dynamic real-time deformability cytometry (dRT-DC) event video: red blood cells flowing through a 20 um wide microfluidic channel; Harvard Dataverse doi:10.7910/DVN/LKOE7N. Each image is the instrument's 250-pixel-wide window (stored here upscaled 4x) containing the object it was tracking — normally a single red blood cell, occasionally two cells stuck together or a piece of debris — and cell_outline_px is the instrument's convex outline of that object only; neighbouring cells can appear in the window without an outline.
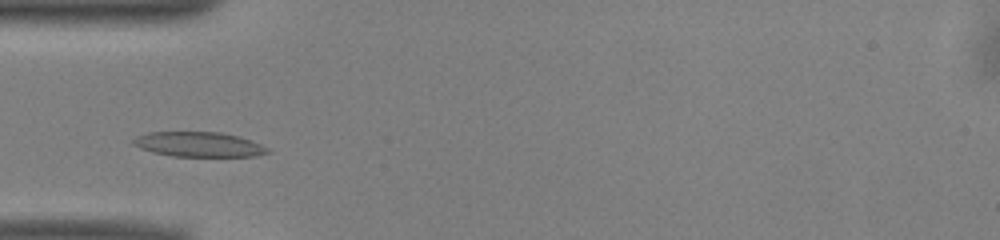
{"species": "common noctule bat (a hibernating species)", "species_latin": "Nyctalus noctula", "temperature_condition": "warm", "stored_images_in_passage": 42, "camera_frame_rate_fps": 3000, "um_per_image_px": 0.085, "animal": {"sex": "male", "body_mass_g": 13.0, "forearm_length_mm": 53.1}, "frame": {"image": 1, "passage_image": 7, "time_ms": 2.0, "image_size_px": [1000, 240], "cell_outline_px": [[272, 152], [256, 156], [172, 156], [152, 152], [140, 148], [132, 144], [132, 140], [136, 136], [148, 132], [220, 132], [240, 136], [252, 140], [268, 148]], "centroid_in_image_um": [16.9, 12.27], "position_along_channel_um": 68.1, "area_um2": 19.59}}
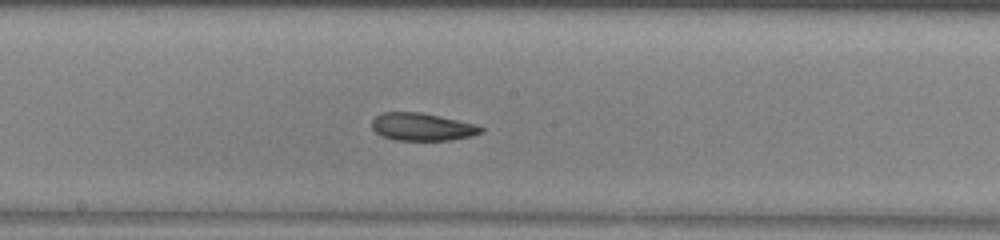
{"frame": {"image": 2, "passage_image": 18, "time_ms": 5.667, "image_size_px": [1000, 240], "cell_outline_px": [[484, 132], [472, 136], [448, 140], [396, 140], [384, 136], [376, 132], [372, 128], [372, 120], [380, 112], [420, 112], [440, 116], [476, 124], [484, 128]], "centroid_in_image_um": [35.9, 10.77], "position_along_channel_um": 212.3, "area_um2": 17.57}}
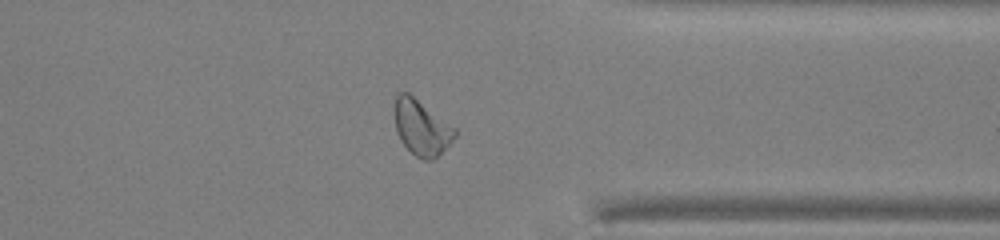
{"frame": {"image": 3, "passage_image": 31, "time_ms": 10.0, "image_size_px": [1000, 240], "cell_outline_px": [[456, 136], [432, 160], [424, 160], [416, 156], [400, 140], [396, 132], [396, 96], [400, 92], [408, 92], [456, 128]], "centroid_in_image_um": [35.83, 10.84], "position_along_channel_um": 375.6, "area_um2": 18.9}, "authors_computed_cell_mechanics": {"area_um2": 18.9873, "velocity_mm_per_s": 3.9369, "shape_relaxation_time_tau1_ms": 4.0128, "shape_relaxation_time_tau2_ms": 5.1227, "deformation_change_tau1": 0.1299, "deformation_change_tau2": 0.13}}